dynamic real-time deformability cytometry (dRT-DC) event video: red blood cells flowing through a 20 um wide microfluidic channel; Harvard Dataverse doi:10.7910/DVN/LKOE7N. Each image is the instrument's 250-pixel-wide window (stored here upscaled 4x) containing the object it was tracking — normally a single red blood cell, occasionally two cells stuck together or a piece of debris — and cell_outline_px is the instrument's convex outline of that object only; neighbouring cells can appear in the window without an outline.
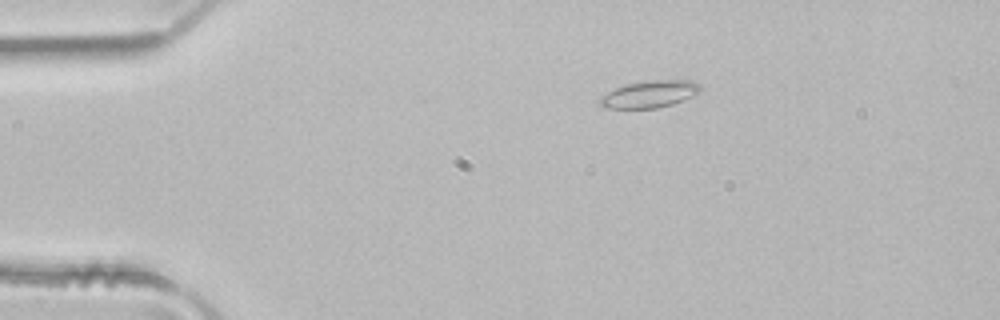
{"species": "common noctule bat (a hibernating species)", "species_latin": "Nyctalus noctula", "temperature_condition": "room temperature", "stored_images_in_passage": 2, "camera_frame_rate_fps": 3000, "um_per_image_px": 0.085, "animal": {"sex": "male", "body_mass_g": 21.5, "forearm_length_mm": 52.0}, "frame": {"image": 1, "passage_image": 1, "time_ms": 0.0, "image_size_px": [1000, 320], "cell_outline_px": [[700, 92], [684, 100], [672, 104], [656, 108], [604, 108], [596, 100], [600, 96], [624, 84], [652, 80], [692, 80], [700, 84]], "centroid_in_image_um": [55.2, 8.0], "position_along_channel_um": 29.8, "area_um2": 15.9}}